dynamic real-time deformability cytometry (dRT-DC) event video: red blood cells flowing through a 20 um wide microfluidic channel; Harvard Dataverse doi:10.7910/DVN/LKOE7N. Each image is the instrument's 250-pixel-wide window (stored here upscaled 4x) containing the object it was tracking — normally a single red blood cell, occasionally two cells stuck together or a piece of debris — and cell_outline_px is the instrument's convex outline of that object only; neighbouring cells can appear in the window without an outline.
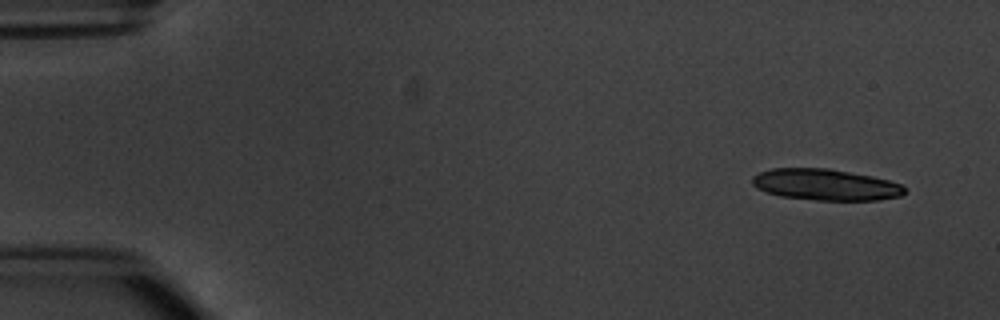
{"species": "common noctule bat (a hibernating species)", "species_latin": "Nyctalus noctula", "temperature_condition": "warm", "stored_images_in_passage": 4, "camera_frame_rate_fps": 3000, "um_per_image_px": 0.085, "animal": {"sex": "male", "body_mass_g": 20.1, "forearm_length_mm": 53.5}, "frame": {"image": 1, "passage_image": 1, "time_ms": 0.0, "image_size_px": [1000, 320], "cell_outline_px": [[904, 192], [900, 196], [880, 200], [816, 200], [780, 196], [756, 188], [752, 184], [752, 176], [760, 172], [772, 168], [828, 168], [872, 176], [888, 180], [900, 184], [904, 188]], "centroid_in_image_um": [70.14, 15.69], "position_along_channel_um": 14.9, "area_um2": 27.69}}